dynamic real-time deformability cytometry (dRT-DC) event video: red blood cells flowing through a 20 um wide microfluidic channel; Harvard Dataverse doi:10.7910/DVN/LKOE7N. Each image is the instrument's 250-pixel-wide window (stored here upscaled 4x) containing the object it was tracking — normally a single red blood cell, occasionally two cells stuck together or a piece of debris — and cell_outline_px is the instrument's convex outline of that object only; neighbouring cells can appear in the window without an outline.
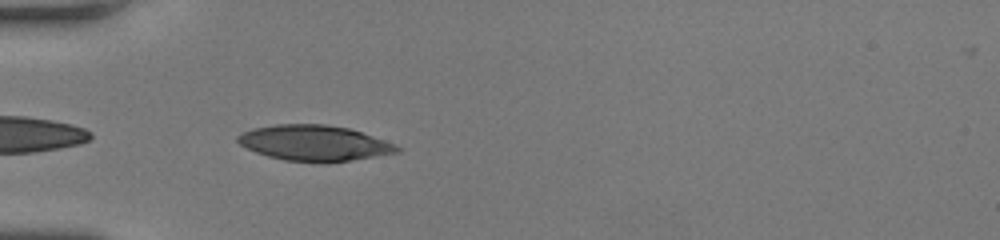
{"species": "human", "species_latin": "Homo sapiens", "temperature_condition": "room temperature", "stored_images_in_passage": 33, "camera_frame_rate_fps": 3000, "um_per_image_px": 0.085, "donor": {"sex": "female"}, "frame": {"image": 1, "passage_image": 2, "time_ms": 0.333, "image_size_px": [1000, 240], "cell_outline_px": [[404, 148], [400, 152], [348, 160], [284, 160], [268, 156], [256, 152], [240, 144], [236, 140], [236, 136], [240, 132], [252, 128], [276, 124], [328, 124], [348, 128], [396, 144]], "centroid_in_image_um": [26.69, 12.12], "position_along_channel_um": 58.3, "area_um2": 32.37}}
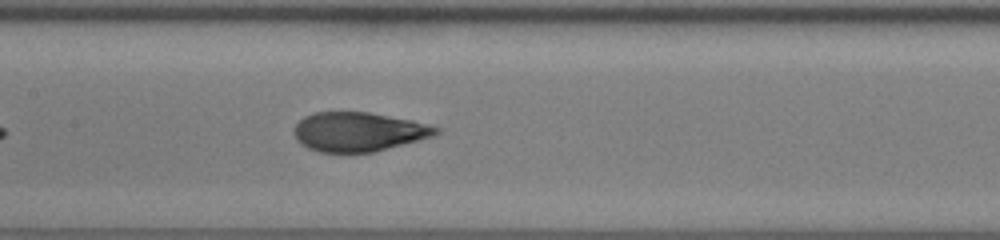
{"frame": {"image": 2, "passage_image": 11, "time_ms": 3.333, "image_size_px": [1000, 240], "cell_outline_px": [[440, 132], [432, 136], [372, 152], [320, 152], [308, 148], [300, 144], [296, 140], [292, 132], [296, 124], [304, 116], [312, 112], [368, 112], [412, 120], [428, 124], [440, 128]], "centroid_in_image_um": [30.42, 11.19], "position_along_channel_um": 177.0, "area_um2": 32.31}}
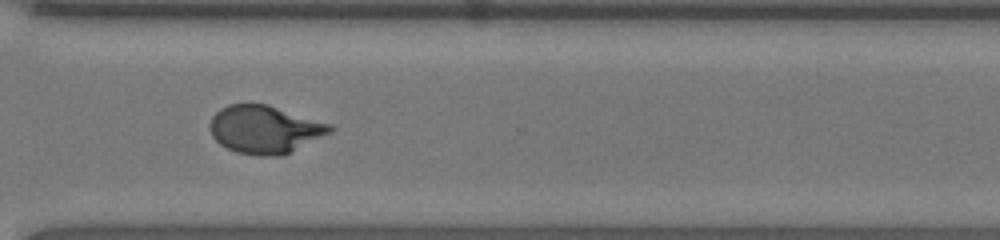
{"frame": {"image": 3, "passage_image": 23, "time_ms": 7.333, "image_size_px": [1000, 240], "cell_outline_px": [[336, 128], [332, 132], [284, 156], [260, 156], [236, 152], [220, 144], [212, 136], [208, 128], [208, 124], [212, 116], [220, 108], [228, 104], [268, 104], [332, 124]], "centroid_in_image_um": [22.52, 11.0], "position_along_channel_um": 348.1, "area_um2": 33.99}, "authors_computed_cell_mechanics": {"area_um2": 33.524, "velocity_mm_per_s": 4.276, "shape_relaxation_time_tau1_ms": 5.572, "shape_relaxation_time_tau2_ms": 0.6994, "deformation_change_tau1": 0.2602, "deformation_change_tau2": 0.0651}}